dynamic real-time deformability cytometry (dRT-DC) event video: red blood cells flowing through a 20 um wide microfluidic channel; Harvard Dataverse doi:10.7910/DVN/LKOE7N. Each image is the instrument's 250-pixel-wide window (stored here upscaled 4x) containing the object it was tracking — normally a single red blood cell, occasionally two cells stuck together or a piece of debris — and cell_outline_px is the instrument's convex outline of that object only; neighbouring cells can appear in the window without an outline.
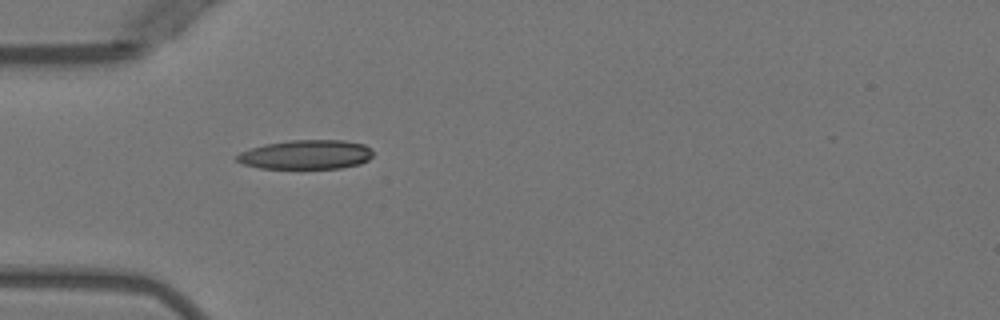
{"species": "Egyptian fruit bat (a non-hibernating species)", "species_latin": "Rousettus aegyptiacus", "temperature_condition": "warm", "stored_images_in_passage": 2, "camera_frame_rate_fps": 3000, "um_per_image_px": 0.085, "animal": {"sex": "female"}, "frame": {"image": 1, "passage_image": 2, "time_ms": 1.333, "image_size_px": [1000, 320], "cell_outline_px": [[372, 156], [368, 160], [360, 164], [340, 168], [260, 168], [244, 164], [236, 160], [236, 156], [240, 152], [264, 144], [292, 140], [344, 140], [364, 144], [372, 148]], "centroid_in_image_um": [26.05, 13.13], "position_along_channel_um": 59.0, "area_um2": 23.18}}